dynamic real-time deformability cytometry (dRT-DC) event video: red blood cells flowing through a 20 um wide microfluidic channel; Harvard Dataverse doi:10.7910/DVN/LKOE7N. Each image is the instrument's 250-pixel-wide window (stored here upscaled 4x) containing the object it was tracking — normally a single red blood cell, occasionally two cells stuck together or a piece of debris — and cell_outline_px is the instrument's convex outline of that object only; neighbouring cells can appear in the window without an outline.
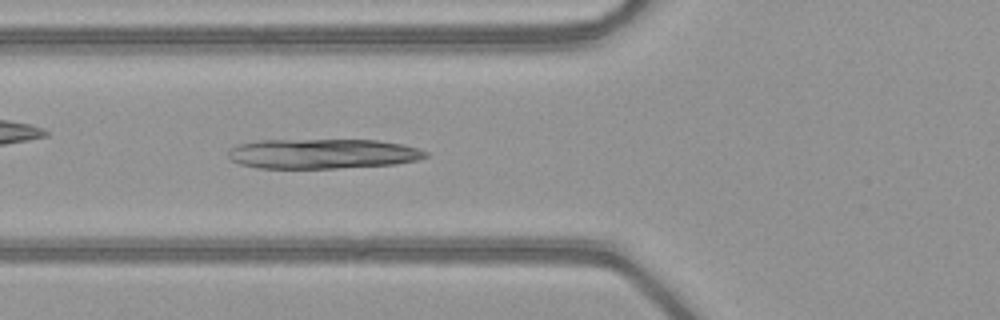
{"species": "common noctule bat (a hibernating species)", "species_latin": "Nyctalus noctula", "temperature_condition": "warm", "stored_images_in_passage": 37, "camera_frame_rate_fps": 3000, "um_per_image_px": 0.085, "animal": {"sex": "female", "body_mass_g": 21.9}, "frame": {"image": 1, "passage_image": 5, "time_ms": 1.333, "image_size_px": [1000, 320], "cell_outline_px": [[428, 156], [416, 160], [396, 164], [336, 168], [256, 168], [240, 164], [232, 160], [228, 156], [228, 148], [240, 144], [260, 140], [376, 140], [404, 144], [420, 148], [428, 152]], "centroid_in_image_um": [27.43, 13.06], "position_along_channel_um": 98.4, "area_um2": 34.51}}
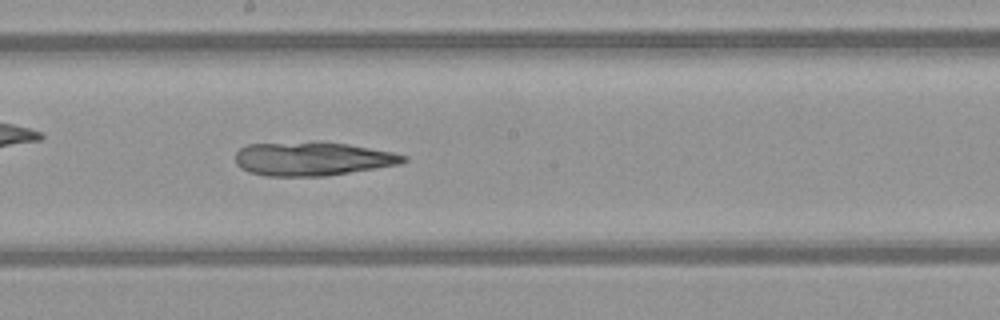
{"frame": {"image": 2, "passage_image": 14, "time_ms": 4.333, "image_size_px": [1000, 320], "cell_outline_px": [[408, 160], [400, 164], [324, 176], [264, 176], [248, 172], [240, 168], [236, 164], [236, 152], [240, 148], [248, 144], [316, 140], [320, 140], [348, 144], [392, 152], [408, 156]], "centroid_in_image_um": [26.52, 13.47], "position_along_channel_um": 221.7, "area_um2": 33.58}}
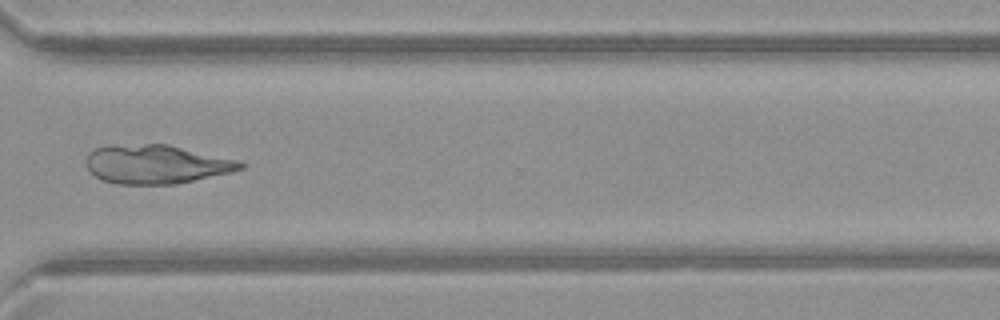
{"frame": {"image": 3, "passage_image": 24, "time_ms": 7.667, "image_size_px": [1000, 320], "cell_outline_px": [[244, 168], [232, 172], [176, 184], [116, 184], [100, 180], [88, 168], [84, 160], [88, 152], [92, 148], [108, 144], [168, 144], [236, 160], [244, 164]], "centroid_in_image_um": [13.2, 13.95], "position_along_channel_um": 357.4, "area_um2": 35.2}}